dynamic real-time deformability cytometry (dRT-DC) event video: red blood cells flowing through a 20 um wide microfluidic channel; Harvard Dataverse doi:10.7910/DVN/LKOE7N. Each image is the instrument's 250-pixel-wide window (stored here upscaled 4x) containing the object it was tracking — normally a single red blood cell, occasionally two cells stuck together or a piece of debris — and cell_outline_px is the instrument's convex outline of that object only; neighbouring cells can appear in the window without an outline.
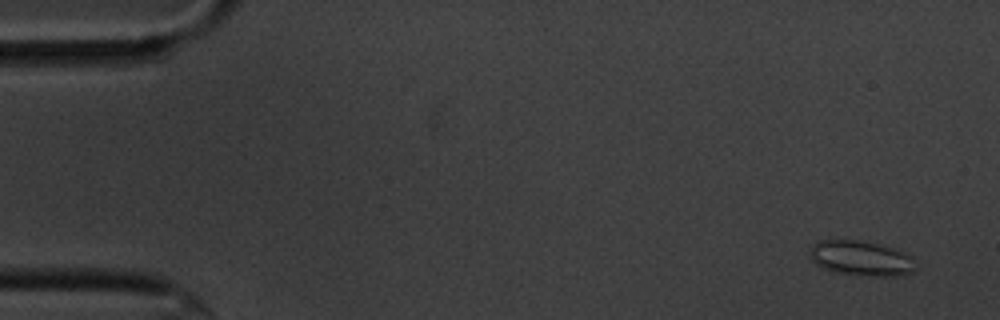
{"species": "common noctule bat (a hibernating species)", "species_latin": "Nyctalus noctula", "temperature_condition": "cold", "stored_images_in_passage": 55, "segment_of_instrument_passage": [1, 2], "camera_frame_rate_fps": 3000, "um_per_image_px": 0.085, "animal": {"sex": "male", "body_mass_g": 20.1, "forearm_length_mm": 53.5}, "frame": {"image": 1, "passage_image": 1, "time_ms": 0.0, "image_size_px": [1000, 320], "cell_outline_px": [[916, 268], [912, 272], [896, 276], [868, 276], [832, 272], [816, 264], [808, 256], [808, 248], [812, 244], [820, 240], [860, 240], [892, 248], [904, 252], [912, 256], [916, 260]], "centroid_in_image_um": [73.17, 21.96], "position_along_channel_um": 11.8, "area_um2": 21.91}}
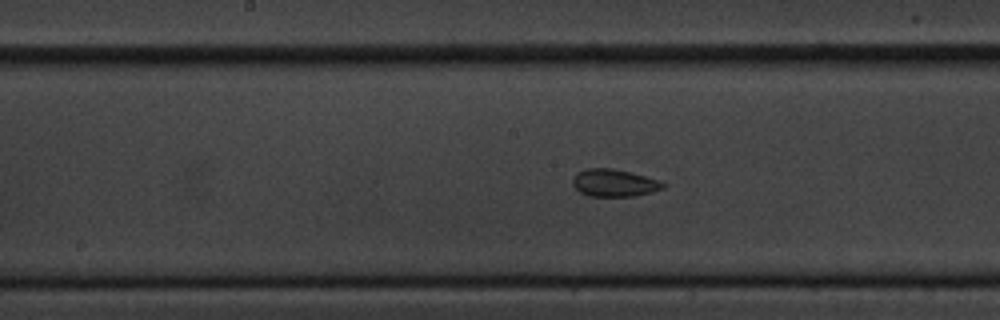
{"frame": {"image": 2, "passage_image": 27, "time_ms": 8.667, "image_size_px": [1000, 320], "cell_outline_px": [[668, 184], [664, 188], [652, 192], [636, 196], [588, 196], [580, 192], [572, 184], [572, 180], [576, 172], [584, 168], [612, 168], [632, 172], [660, 180]], "centroid_in_image_um": [52.23, 15.54], "position_along_channel_um": 196.0, "area_um2": 14.74}}
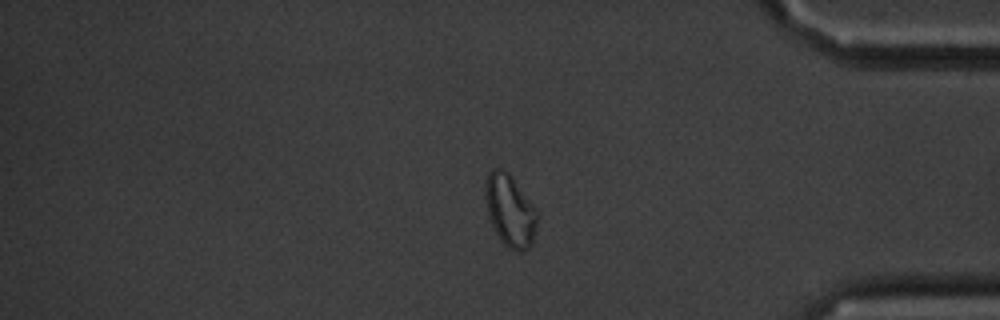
{"frame": {"image": 3, "passage_image": 46, "time_ms": 15.0, "image_size_px": [1000, 320], "cell_outline_px": [[536, 224], [532, 244], [528, 248], [520, 252], [516, 252], [508, 248], [500, 240], [492, 224], [488, 212], [484, 196], [484, 188], [488, 172], [492, 168], [504, 168], [508, 172], [536, 208]], "centroid_in_image_um": [43.33, 17.88], "position_along_channel_um": 391.9, "area_um2": 21.73}}